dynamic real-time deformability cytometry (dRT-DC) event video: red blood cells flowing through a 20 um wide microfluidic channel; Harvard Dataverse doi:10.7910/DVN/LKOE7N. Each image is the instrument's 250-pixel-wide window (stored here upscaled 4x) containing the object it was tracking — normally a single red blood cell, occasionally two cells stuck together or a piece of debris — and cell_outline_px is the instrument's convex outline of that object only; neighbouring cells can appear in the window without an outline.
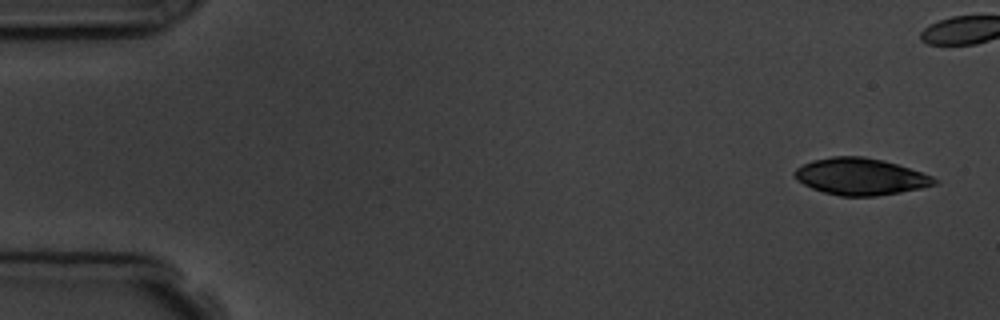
{"species": "common noctule bat (a hibernating species)", "species_latin": "Nyctalus noctula", "temperature_condition": "room temperature", "stored_images_in_passage": 5, "camera_frame_rate_fps": 3000, "um_per_image_px": 0.085, "animal": {"sex": "male", "body_mass_g": 19.5, "forearm_length_mm": 54.6}, "frame": {"image": 1, "passage_image": 1, "time_ms": 0.0, "image_size_px": [1000, 320], "cell_outline_px": [[940, 180], [936, 184], [920, 188], [900, 192], [876, 196], [840, 196], [824, 192], [812, 188], [796, 180], [792, 172], [796, 168], [812, 160], [832, 156], [864, 156], [884, 160], [932, 176]], "centroid_in_image_um": [73.11, 15.0], "position_along_channel_um": 11.9, "area_um2": 29.94}}